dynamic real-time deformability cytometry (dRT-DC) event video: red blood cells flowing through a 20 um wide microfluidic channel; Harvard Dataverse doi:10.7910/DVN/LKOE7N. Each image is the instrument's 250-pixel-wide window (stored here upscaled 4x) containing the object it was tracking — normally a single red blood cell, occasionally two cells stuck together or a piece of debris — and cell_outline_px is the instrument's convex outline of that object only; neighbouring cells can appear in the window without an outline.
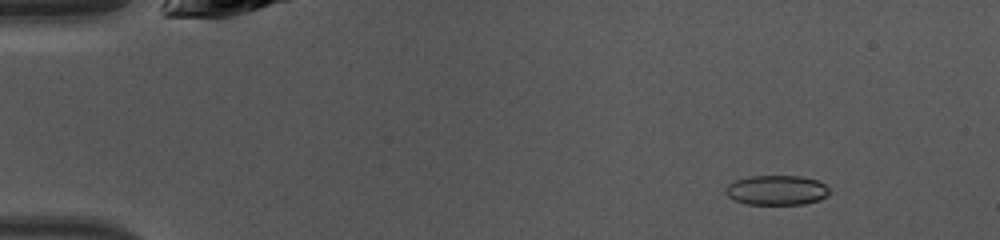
{"species": "common noctule bat (a hibernating species)", "species_latin": "Nyctalus noctula", "temperature_condition": "warm", "stored_images_in_passage": 47, "camera_frame_rate_fps": 3000, "um_per_image_px": 0.085, "animal": {"sex": "female", "body_mass_g": 10.0, "forearm_length_mm": 53.1}, "frame": {"image": 1, "passage_image": 6, "time_ms": 1.667, "image_size_px": [1000, 240], "cell_outline_px": [[828, 196], [820, 200], [804, 204], [744, 204], [728, 196], [724, 192], [724, 188], [728, 184], [736, 180], [748, 176], [800, 176], [816, 180], [824, 184], [828, 188]], "centroid_in_image_um": [65.99, 16.17], "position_along_channel_um": 19.0, "area_um2": 18.03}}
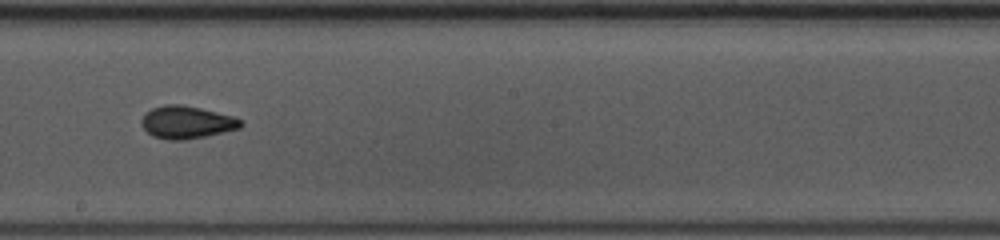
{"frame": {"image": 2, "passage_image": 27, "time_ms": 8.667, "image_size_px": [1000, 240], "cell_outline_px": [[244, 124], [240, 128], [224, 132], [184, 140], [168, 140], [152, 136], [140, 124], [140, 120], [144, 112], [152, 108], [164, 104], [180, 104], [200, 108], [232, 116], [240, 120]], "centroid_in_image_um": [15.82, 10.39], "position_along_channel_um": 232.4, "area_um2": 18.9}}
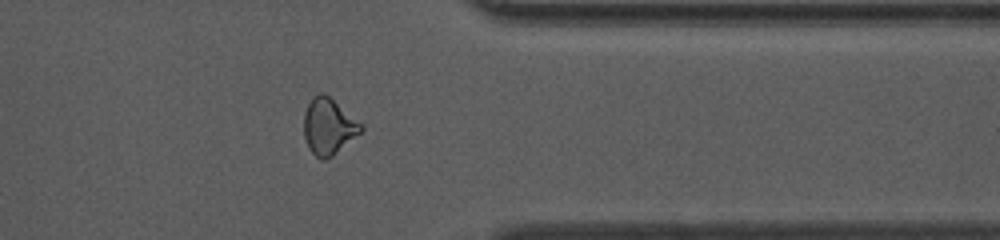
{"frame": {"image": 3, "passage_image": 38, "time_ms": 12.333, "image_size_px": [1000, 240], "cell_outline_px": [[364, 128], [360, 132], [332, 156], [324, 160], [320, 160], [308, 148], [304, 136], [304, 112], [312, 96], [320, 92], [324, 92], [364, 124]], "centroid_in_image_um": [27.92, 10.72], "position_along_channel_um": 383.5, "area_um2": 18.79}, "authors_computed_cell_mechanics": {"area_um2": 18.496, "velocity_mm_per_s": 4.3046, "shape_relaxation_time_tau1_ms": 4.5309, "shape_relaxation_time_tau2_ms": 1.1699, "deformation_change_tau1": 0.1147, "deformation_change_tau2": 0.0572}}